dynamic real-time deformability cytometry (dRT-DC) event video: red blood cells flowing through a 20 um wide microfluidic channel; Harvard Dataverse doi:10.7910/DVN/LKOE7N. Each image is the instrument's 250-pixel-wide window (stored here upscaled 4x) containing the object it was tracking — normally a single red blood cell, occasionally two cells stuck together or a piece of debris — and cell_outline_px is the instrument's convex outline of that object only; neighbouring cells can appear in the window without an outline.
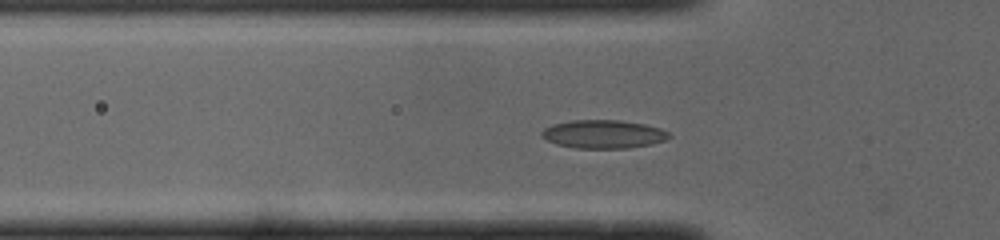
{"species": "common noctule bat (a hibernating species)", "species_latin": "Nyctalus noctula", "temperature_condition": "cold", "stored_images_in_passage": 35, "camera_frame_rate_fps": 3000, "um_per_image_px": 0.085, "animal": {"sex": "male", "body_mass_g": 19.0, "forearm_length_mm": 50.8}, "frame": {"image": 1, "passage_image": 2, "time_ms": 0.333, "image_size_px": [1000, 240], "cell_outline_px": [[672, 136], [664, 140], [652, 144], [628, 148], [576, 148], [556, 144], [540, 136], [540, 132], [544, 128], [552, 124], [572, 120], [620, 120], [644, 124], [660, 128], [668, 132]], "centroid_in_image_um": [51.27, 11.4], "position_along_channel_um": 74.5, "area_um2": 21.1}}
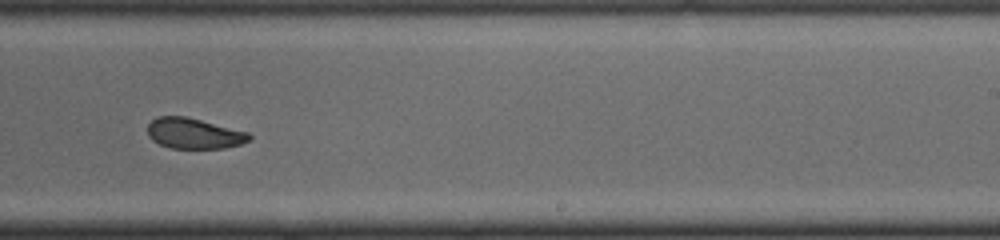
{"frame": {"image": 2, "passage_image": 17, "time_ms": 5.333, "image_size_px": [1000, 240], "cell_outline_px": [[252, 136], [248, 140], [240, 144], [224, 148], [168, 148], [152, 140], [148, 136], [148, 124], [156, 116], [184, 116], [248, 132]], "centroid_in_image_um": [16.45, 11.34], "position_along_channel_um": 272.6, "area_um2": 17.98}}
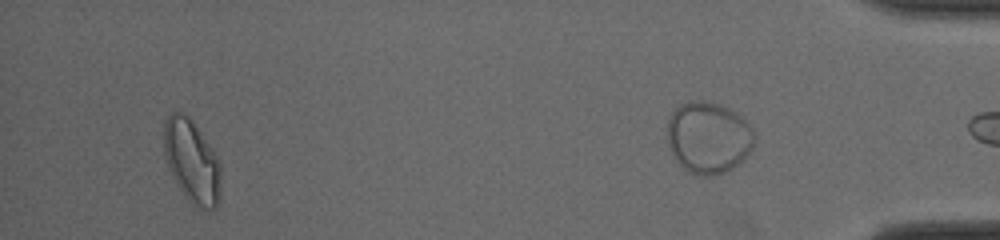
{"frame": {"image": 3, "passage_image": 34, "time_ms": 11.0, "image_size_px": [1000, 240], "cell_outline_px": [[220, 200], [216, 208], [196, 208], [188, 200], [176, 184], [168, 168], [164, 156], [164, 124], [168, 116], [172, 112], [180, 108], [192, 120], [212, 148], [220, 164]], "centroid_in_image_um": [16.29, 13.7], "position_along_channel_um": 418.9, "area_um2": 27.86}, "authors_computed_cell_mechanics": {"area_um2": 19.4786, "velocity_mm_per_s": 3.9678, "shape_relaxation_time_tau1_ms": 7.4639, "shape_relaxation_time_tau2_ms": 1.6843, "deformation_change_tau1": 0.1587, "deformation_change_tau2": 0.065}}